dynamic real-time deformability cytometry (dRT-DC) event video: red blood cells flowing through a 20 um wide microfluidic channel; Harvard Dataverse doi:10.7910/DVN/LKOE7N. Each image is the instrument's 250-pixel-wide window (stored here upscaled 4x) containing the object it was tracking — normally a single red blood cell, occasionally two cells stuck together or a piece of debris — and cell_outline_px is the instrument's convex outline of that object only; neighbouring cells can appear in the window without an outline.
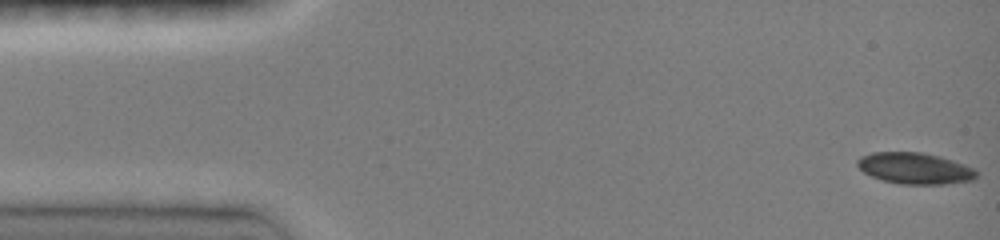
{"species": "common noctule bat (a hibernating species)", "species_latin": "Nyctalus noctula", "temperature_condition": "room temperature", "stored_images_in_passage": 47, "camera_frame_rate_fps": 3000, "um_per_image_px": 0.085, "animal": {"sex": "female", "body_mass_g": 19.0, "forearm_length_mm": 51.5}, "frame": {"image": 1, "passage_image": 1, "time_ms": 0.0, "image_size_px": [1000, 240], "cell_outline_px": [[976, 176], [972, 180], [944, 184], [900, 184], [884, 180], [872, 176], [864, 172], [856, 164], [856, 160], [860, 156], [872, 152], [924, 152], [940, 156], [976, 168]], "centroid_in_image_um": [77.76, 14.29], "position_along_channel_um": 7.2, "area_um2": 21.73}}
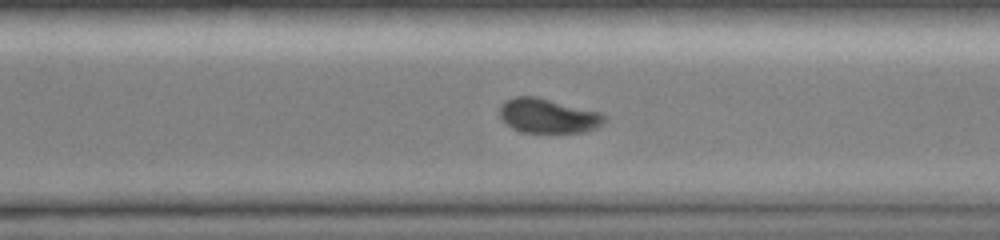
{"frame": {"image": 2, "passage_image": 33, "time_ms": 10.667, "image_size_px": [1000, 240], "cell_outline_px": [[608, 120], [596, 128], [580, 132], [524, 132], [512, 128], [500, 116], [500, 108], [508, 100], [516, 96], [536, 96], [600, 112], [608, 116]], "centroid_in_image_um": [46.65, 9.84], "position_along_channel_um": 324.0, "area_um2": 20.81}}
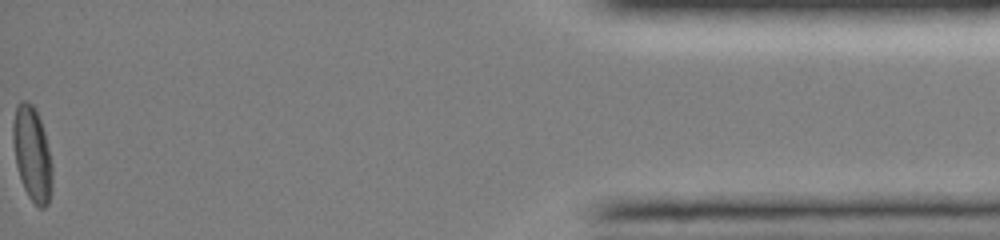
{"frame": {"image": 3, "passage_image": 47, "time_ms": 15.333, "image_size_px": [1000, 240], "cell_outline_px": [[52, 184], [48, 204], [44, 208], [40, 208], [28, 196], [24, 188], [16, 164], [12, 140], [12, 124], [16, 104], [20, 100], [28, 100], [32, 104], [40, 120], [44, 132], [52, 164]], "centroid_in_image_um": [2.72, 13.05], "position_along_channel_um": 432.5, "area_um2": 21.56}, "authors_computed_cell_mechanics": {"area_um2": 21.675, "velocity_mm_per_s": 4.1037, "shape_relaxation_time_tau1_ms": null, "shape_relaxation_time_tau2_ms": 3.8566, "deformation_change_tau1": null, "deformation_change_tau2": 0.0614}}